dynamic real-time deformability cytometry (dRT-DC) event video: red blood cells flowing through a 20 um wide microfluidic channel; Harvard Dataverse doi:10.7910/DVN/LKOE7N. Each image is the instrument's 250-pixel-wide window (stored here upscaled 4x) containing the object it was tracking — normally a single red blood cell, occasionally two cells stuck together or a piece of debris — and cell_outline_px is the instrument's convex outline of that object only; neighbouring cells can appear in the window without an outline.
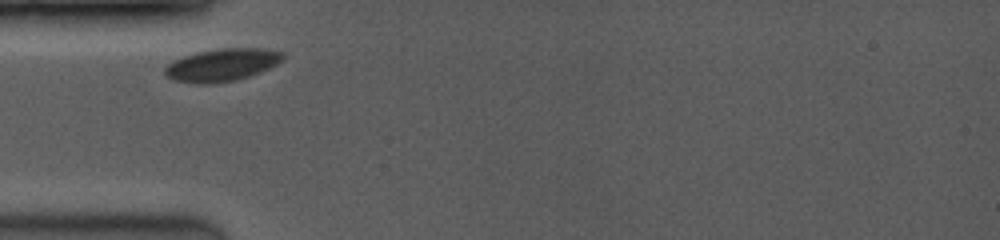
{"species": "common noctule bat (a hibernating species)", "species_latin": "Nyctalus noctula", "temperature_condition": "room temperature", "stored_images_in_passage": 6, "camera_frame_rate_fps": 3500, "um_per_image_px": 0.085, "animal": {"sex": "female", "body_mass_g": 19.0, "forearm_length_mm": 53.3}, "frame": {"image": 1, "passage_image": 1, "time_ms": 0.0, "image_size_px": [1000, 240], "cell_outline_px": [[284, 60], [260, 72], [236, 80], [212, 84], [196, 84], [172, 80], [164, 72], [164, 68], [172, 60], [196, 52], [220, 48], [268, 48], [284, 52]], "centroid_in_image_um": [18.87, 5.51], "position_along_channel_um": 66.1, "area_um2": 22.66}}
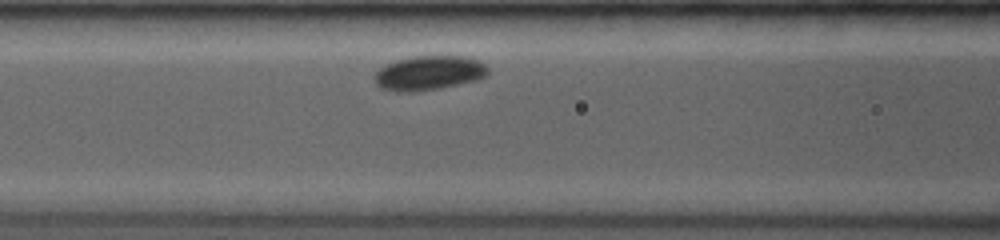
{"frame": {"image": 2, "passage_image": 5, "time_ms": 1.714, "image_size_px": [1000, 240], "cell_outline_px": [[488, 72], [484, 76], [476, 80], [440, 88], [408, 92], [396, 92], [380, 88], [376, 84], [376, 72], [380, 68], [396, 60], [416, 56], [464, 56], [480, 60], [488, 68]], "centroid_in_image_um": [36.46, 6.2], "position_along_channel_um": 130.1, "area_um2": 22.54}}